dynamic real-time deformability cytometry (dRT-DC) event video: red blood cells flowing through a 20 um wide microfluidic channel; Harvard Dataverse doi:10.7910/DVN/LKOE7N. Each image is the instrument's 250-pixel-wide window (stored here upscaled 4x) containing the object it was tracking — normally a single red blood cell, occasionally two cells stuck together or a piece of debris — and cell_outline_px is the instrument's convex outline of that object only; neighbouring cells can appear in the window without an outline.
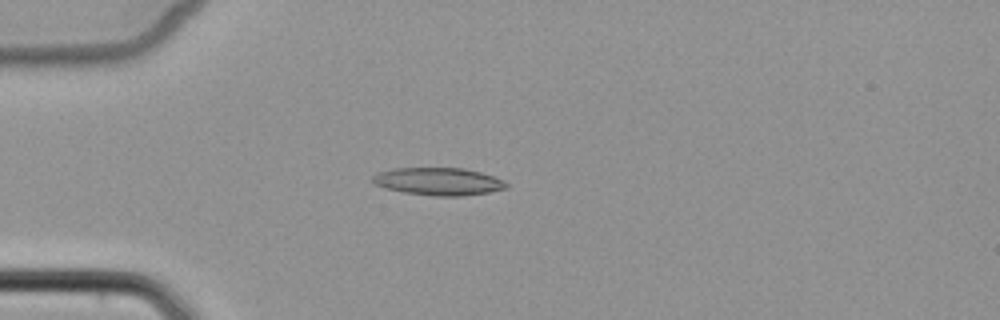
{"species": "common noctule bat (a hibernating species)", "species_latin": "Nyctalus noctula", "temperature_condition": "cold", "stored_images_in_passage": 4, "camera_frame_rate_fps": 3000, "um_per_image_px": 0.085, "animal": {"sex": "female", "body_mass_g": 22.7, "forearm_length_mm": 54.2}, "frame": {"image": 1, "passage_image": 4, "time_ms": 4.0, "image_size_px": [1000, 320], "cell_outline_px": [[508, 188], [488, 192], [460, 196], [436, 196], [404, 192], [388, 188], [376, 184], [372, 180], [372, 176], [380, 172], [392, 168], [464, 168], [480, 172], [504, 180], [508, 184]], "centroid_in_image_um": [37.3, 15.42], "position_along_channel_um": 47.7, "area_um2": 21.27}}